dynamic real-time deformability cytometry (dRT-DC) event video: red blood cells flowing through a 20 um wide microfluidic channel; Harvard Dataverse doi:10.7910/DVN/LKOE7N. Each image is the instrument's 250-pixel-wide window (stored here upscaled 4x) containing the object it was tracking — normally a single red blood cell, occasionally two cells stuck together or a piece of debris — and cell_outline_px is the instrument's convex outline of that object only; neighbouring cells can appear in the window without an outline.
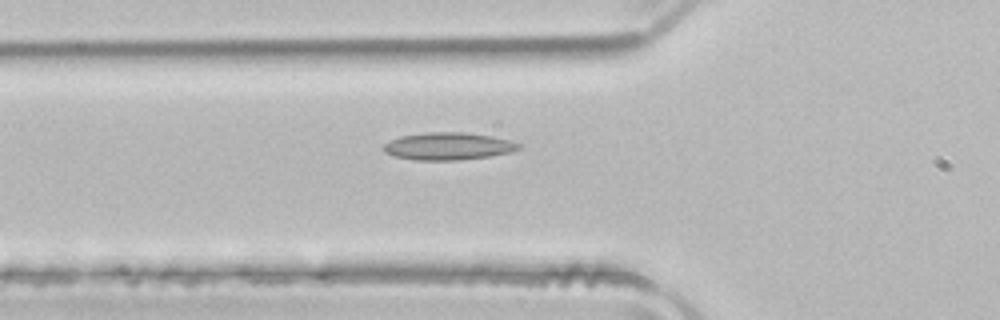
{"species": "common noctule bat (a hibernating species)", "species_latin": "Nyctalus noctula", "temperature_condition": "room temperature", "stored_images_in_passage": 36, "camera_frame_rate_fps": 3000, "um_per_image_px": 0.085, "animal": {"sex": "male", "body_mass_g": 21.5, "forearm_length_mm": 52.0}, "frame": {"image": 1, "passage_image": 5, "time_ms": 1.333, "image_size_px": [1000, 320], "cell_outline_px": [[520, 148], [508, 152], [488, 156], [456, 160], [416, 160], [396, 156], [384, 152], [380, 148], [384, 144], [400, 136], [424, 132], [464, 132], [492, 136], [508, 140], [520, 144]], "centroid_in_image_um": [38.04, 12.42], "position_along_channel_um": 87.8, "area_um2": 21.39}}
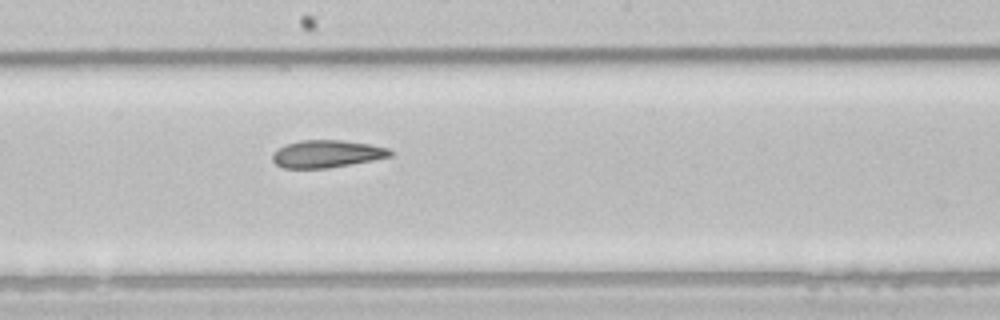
{"frame": {"image": 2, "passage_image": 15, "time_ms": 4.667, "image_size_px": [1000, 320], "cell_outline_px": [[392, 156], [372, 160], [328, 168], [284, 168], [276, 164], [272, 160], [272, 152], [276, 148], [284, 144], [300, 140], [340, 140], [368, 144], [388, 148], [392, 152]], "centroid_in_image_um": [27.71, 13.07], "position_along_channel_um": 220.5, "area_um2": 18.84}}
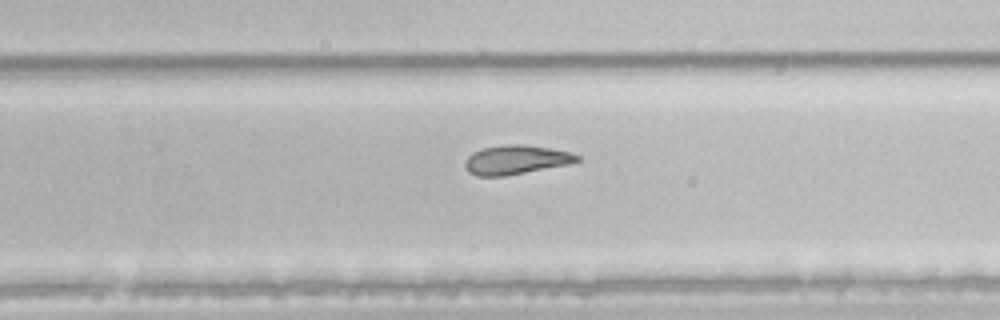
{"frame": {"image": 3, "passage_image": 20, "time_ms": 6.333, "image_size_px": [1000, 320], "cell_outline_px": [[580, 160], [568, 164], [504, 176], [480, 176], [468, 172], [464, 164], [468, 156], [472, 152], [484, 148], [504, 144], [524, 144], [548, 148], [568, 152], [580, 156]], "centroid_in_image_um": [43.82, 13.57], "position_along_channel_um": 286.0, "area_um2": 18.79}, "authors_computed_cell_mechanics": {"area_um2": 19.7387, "velocity_mm_per_s": 3.9589, "shape_relaxation_time_tau1_ms": null, "shape_relaxation_time_tau2_ms": 3.801, "deformation_change_tau1": null, "deformation_change_tau2": 0.116}}